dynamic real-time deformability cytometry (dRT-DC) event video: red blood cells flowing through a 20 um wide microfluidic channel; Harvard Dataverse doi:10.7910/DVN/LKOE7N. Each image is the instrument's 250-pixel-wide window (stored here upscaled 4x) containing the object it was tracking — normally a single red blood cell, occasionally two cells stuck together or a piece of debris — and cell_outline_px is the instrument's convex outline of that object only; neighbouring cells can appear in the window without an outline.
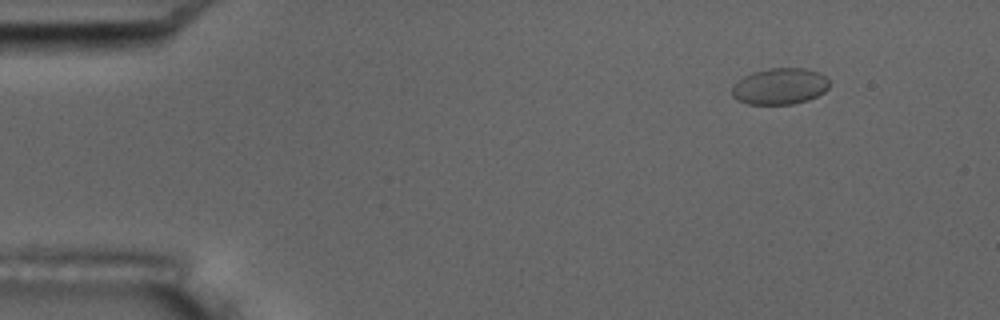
{"species": "common noctule bat (a hibernating species)", "species_latin": "Nyctalus noctula", "temperature_condition": "room temperature", "stored_images_in_passage": 5, "camera_frame_rate_fps": 3000, "um_per_image_px": 0.085, "animal": {"sex": "male", "body_mass_g": 17.5, "forearm_length_mm": 52.3}, "frame": {"image": 1, "passage_image": 2, "time_ms": 1.0, "image_size_px": [1000, 320], "cell_outline_px": [[828, 88], [824, 92], [808, 100], [792, 104], [748, 104], [736, 100], [732, 96], [732, 84], [736, 80], [752, 72], [768, 68], [808, 68], [820, 72], [828, 80]], "centroid_in_image_um": [66.25, 7.33], "position_along_channel_um": 18.7, "area_um2": 20.87}}
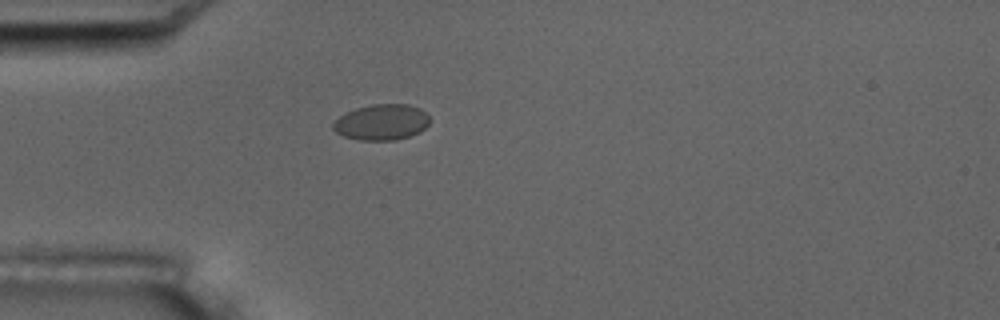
{"frame": {"image": 2, "passage_image": 4, "time_ms": 4.333, "image_size_px": [1000, 320], "cell_outline_px": [[432, 120], [420, 132], [396, 140], [360, 140], [344, 136], [336, 132], [332, 128], [332, 124], [340, 116], [356, 108], [372, 104], [408, 104], [420, 108]], "centroid_in_image_um": [32.45, 10.38], "position_along_channel_um": 52.5, "area_um2": 20.11}}